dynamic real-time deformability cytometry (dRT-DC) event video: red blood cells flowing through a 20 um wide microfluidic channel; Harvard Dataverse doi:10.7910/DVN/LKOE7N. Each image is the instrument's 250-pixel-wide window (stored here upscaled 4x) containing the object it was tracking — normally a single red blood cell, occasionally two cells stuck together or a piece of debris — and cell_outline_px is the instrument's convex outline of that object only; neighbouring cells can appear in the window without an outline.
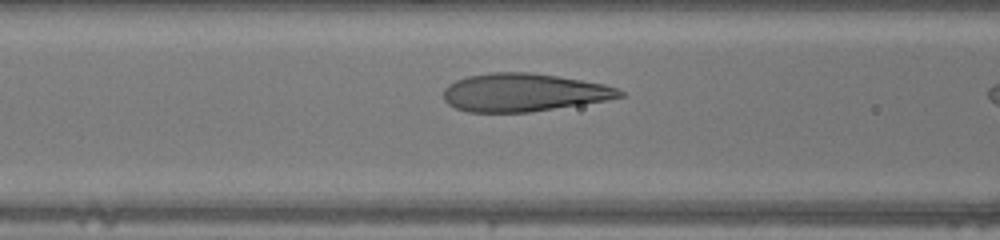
{"species": "human", "species_latin": "Homo sapiens", "temperature_condition": "warm", "stored_images_in_passage": 9, "camera_frame_rate_fps": 3000, "um_per_image_px": 0.085, "donor": {"sex": "male"}, "frame": {"image": 1, "passage_image": 7, "time_ms": 2.0, "image_size_px": [1000, 240], "cell_outline_px": [[624, 96], [608, 100], [528, 112], [468, 112], [456, 108], [448, 104], [444, 100], [444, 88], [448, 84], [456, 80], [468, 76], [492, 72], [528, 72], [556, 76], [604, 84], [616, 88], [624, 92]], "centroid_in_image_um": [44.48, 7.86], "position_along_channel_um": 122.1, "area_um2": 38.84}}